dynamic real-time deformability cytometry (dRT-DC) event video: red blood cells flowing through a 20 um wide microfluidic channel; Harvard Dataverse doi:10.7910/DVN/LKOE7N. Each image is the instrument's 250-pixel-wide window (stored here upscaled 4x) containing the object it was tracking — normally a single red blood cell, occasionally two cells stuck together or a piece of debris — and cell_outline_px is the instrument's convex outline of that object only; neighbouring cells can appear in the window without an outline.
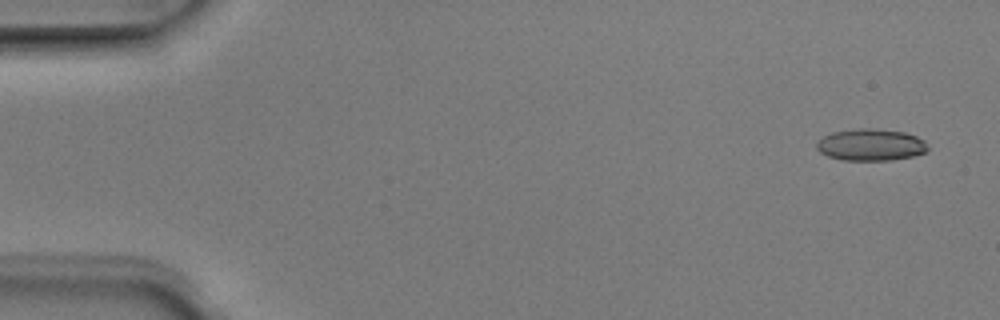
{"species": "Egyptian fruit bat (a non-hibernating species)", "species_latin": "Rousettus aegyptiacus", "temperature_condition": "room temperature", "stored_images_in_passage": 6, "camera_frame_rate_fps": 3000, "um_per_image_px": 0.085, "animal": {"sex": "male"}, "frame": {"image": 1, "passage_image": 1, "time_ms": 0.0, "image_size_px": [1000, 320], "cell_outline_px": [[928, 148], [924, 152], [912, 156], [892, 160], [840, 160], [828, 156], [820, 152], [816, 148], [816, 144], [824, 136], [832, 132], [860, 128], [872, 128], [904, 132], [916, 136], [924, 140]], "centroid_in_image_um": [74.0, 12.31], "position_along_channel_um": 11.0, "area_um2": 20.52}}
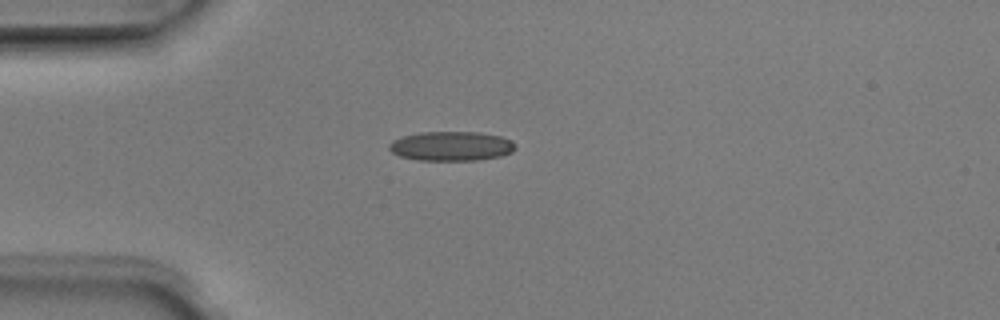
{"frame": {"image": 2, "passage_image": 4, "time_ms": 1.0, "image_size_px": [1000, 320], "cell_outline_px": [[516, 148], [512, 152], [500, 156], [476, 160], [416, 160], [400, 156], [392, 152], [388, 148], [388, 144], [392, 140], [400, 136], [420, 132], [480, 132], [500, 136], [512, 140], [516, 144]], "centroid_in_image_um": [38.34, 12.41], "position_along_channel_um": 46.7, "area_um2": 21.85}}
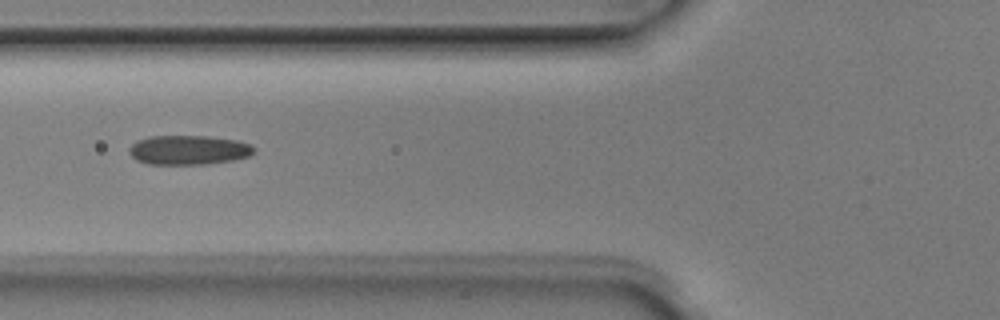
{"frame": {"image": 3, "passage_image": 6, "time_ms": 1.667, "image_size_px": [1000, 320], "cell_outline_px": [[256, 148], [248, 156], [232, 160], [208, 164], [148, 164], [136, 160], [128, 152], [128, 148], [136, 140], [148, 136], [208, 136], [236, 140], [248, 144]], "centroid_in_image_um": [15.97, 12.74], "position_along_channel_um": 109.8, "area_um2": 21.39}}